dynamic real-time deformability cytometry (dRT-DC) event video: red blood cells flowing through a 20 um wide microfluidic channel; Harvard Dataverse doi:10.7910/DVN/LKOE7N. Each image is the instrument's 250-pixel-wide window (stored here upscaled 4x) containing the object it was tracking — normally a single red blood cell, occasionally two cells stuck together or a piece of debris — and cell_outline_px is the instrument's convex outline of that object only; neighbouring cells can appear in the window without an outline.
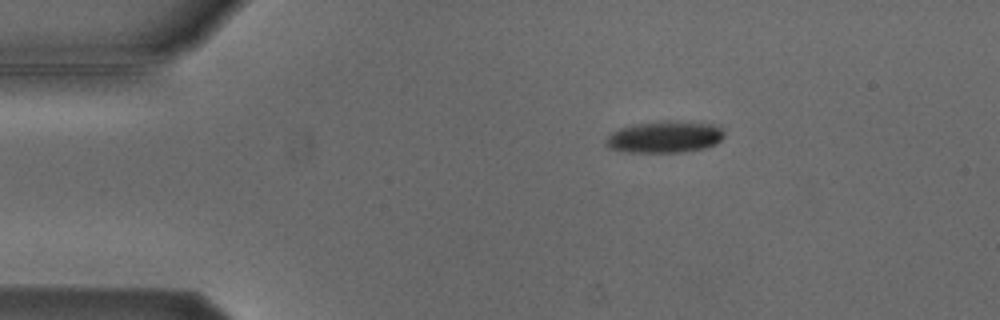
{"species": "Egyptian fruit bat (a non-hibernating species)", "species_latin": "Rousettus aegyptiacus", "temperature_condition": "cold", "stored_images_in_passage": 5, "camera_frame_rate_fps": 3000, "um_per_image_px": 0.085, "animal": {"sex": "male"}, "frame": {"image": 1, "passage_image": 2, "time_ms": 1.0, "image_size_px": [1000, 320], "cell_outline_px": [[724, 136], [716, 144], [704, 148], [684, 152], [620, 152], [608, 148], [604, 144], [604, 140], [612, 132], [620, 128], [632, 124], [668, 120], [712, 124], [720, 128], [724, 132]], "centroid_in_image_um": [56.44, 11.65], "position_along_channel_um": 28.6, "area_um2": 22.08}}
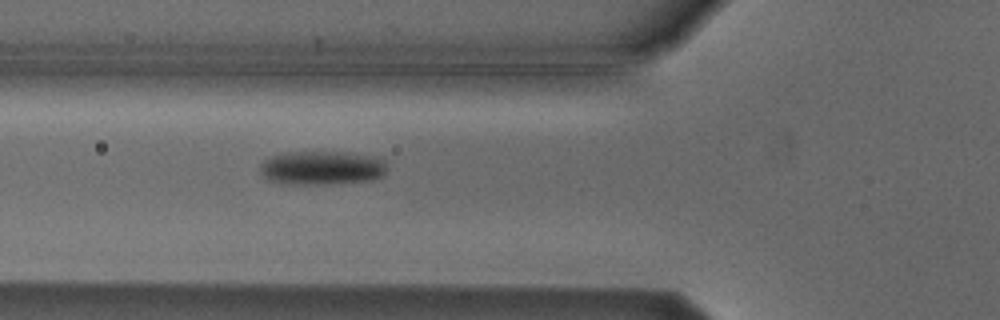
{"frame": {"image": 2, "passage_image": 5, "time_ms": 4.333, "image_size_px": [1000, 320], "cell_outline_px": [[388, 168], [380, 176], [372, 180], [324, 184], [304, 184], [268, 180], [260, 172], [260, 164], [264, 160], [272, 156], [284, 152], [344, 152], [380, 156], [384, 160]], "centroid_in_image_um": [27.4, 14.24], "position_along_channel_um": 98.4, "area_um2": 25.03}}